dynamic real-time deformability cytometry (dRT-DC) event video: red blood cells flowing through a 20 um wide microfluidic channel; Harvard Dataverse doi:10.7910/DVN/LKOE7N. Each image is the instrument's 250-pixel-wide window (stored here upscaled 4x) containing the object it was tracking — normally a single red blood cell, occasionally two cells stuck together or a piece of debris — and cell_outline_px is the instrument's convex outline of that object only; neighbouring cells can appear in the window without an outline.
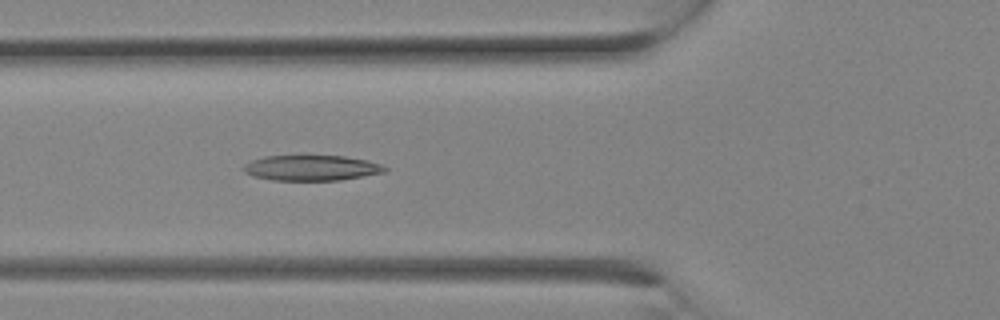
{"species": "Egyptian fruit bat (a non-hibernating species)", "species_latin": "Rousettus aegyptiacus", "temperature_condition": "room temperature", "stored_images_in_passage": 9, "camera_frame_rate_fps": 3000, "um_per_image_px": 0.085, "animal": {"sex": "female"}, "frame": {"image": 1, "passage_image": 9, "time_ms": 2.667, "image_size_px": [1000, 320], "cell_outline_px": [[388, 168], [384, 172], [340, 180], [272, 180], [252, 176], [244, 172], [244, 164], [252, 160], [264, 156], [344, 156], [368, 160], [380, 164]], "centroid_in_image_um": [26.46, 14.27], "position_along_channel_um": 99.3, "area_um2": 20.81}}